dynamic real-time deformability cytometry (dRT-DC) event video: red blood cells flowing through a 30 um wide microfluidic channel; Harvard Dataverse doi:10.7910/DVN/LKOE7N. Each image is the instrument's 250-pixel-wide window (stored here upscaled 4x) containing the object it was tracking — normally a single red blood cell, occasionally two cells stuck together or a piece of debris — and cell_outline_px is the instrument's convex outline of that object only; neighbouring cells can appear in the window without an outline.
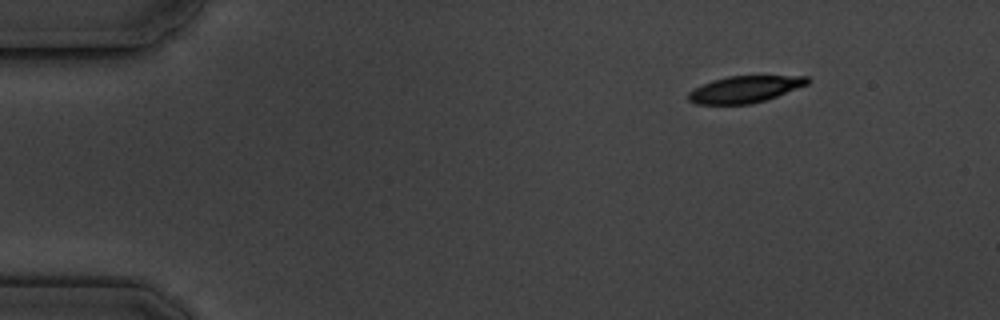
{"species": "common noctule bat (a hibernating species)", "species_latin": "Nyctalus noctula", "temperature_condition": "cold", "stored_images_in_passage": 3, "camera_frame_rate_fps": 3000, "um_per_image_px": 0.085, "animal": {"sex": "male", "body_mass_g": 19.5, "forearm_length_mm": 54.6}, "frame": {"image": 1, "passage_image": 1, "time_ms": 0.0, "image_size_px": [1000, 320], "cell_outline_px": [[812, 80], [808, 84], [776, 96], [752, 104], [696, 104], [688, 100], [688, 92], [712, 80], [728, 76], [808, 76]], "centroid_in_image_um": [63.32, 7.58], "position_along_channel_um": 21.7, "area_um2": 18.38}}